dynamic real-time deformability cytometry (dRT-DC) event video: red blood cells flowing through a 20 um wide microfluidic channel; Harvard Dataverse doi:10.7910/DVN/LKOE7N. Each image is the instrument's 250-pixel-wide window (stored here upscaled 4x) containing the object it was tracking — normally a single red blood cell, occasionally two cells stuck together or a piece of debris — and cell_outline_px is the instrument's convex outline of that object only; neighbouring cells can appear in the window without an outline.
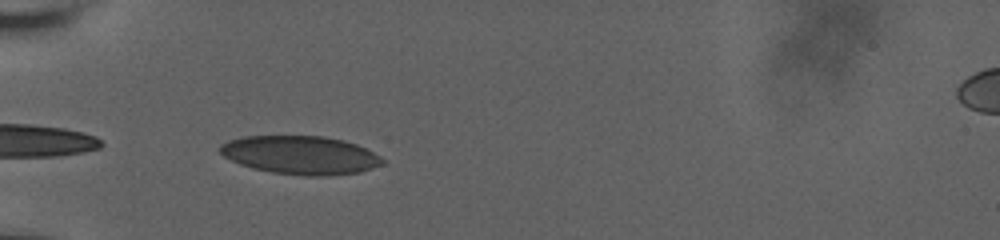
{"species": "human", "species_latin": "Homo sapiens", "temperature_condition": "room temperature", "stored_images_in_passage": 15, "camera_frame_rate_fps": 3000, "um_per_image_px": 0.085, "donor": {"sex": "male"}, "frame": {"image": 1, "passage_image": 1, "time_ms": 0.0, "image_size_px": [1000, 240], "cell_outline_px": [[384, 164], [360, 172], [328, 176], [308, 176], [272, 172], [252, 168], [240, 164], [224, 156], [220, 152], [220, 144], [228, 140], [244, 136], [324, 136], [344, 140], [356, 144], [380, 156], [384, 160]], "centroid_in_image_um": [25.54, 13.18], "position_along_channel_um": 59.5, "area_um2": 36.36}}
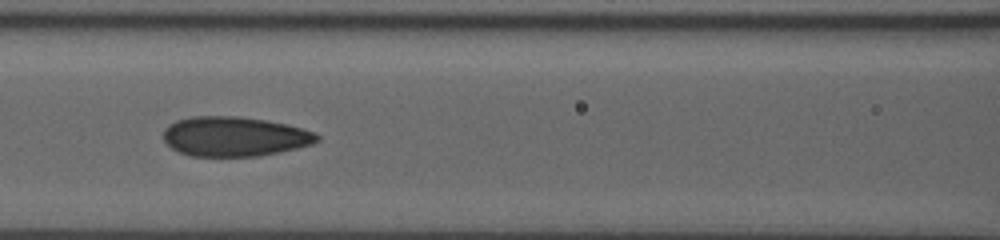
{"frame": {"image": 2, "passage_image": 9, "time_ms": 2.667, "image_size_px": [1000, 240], "cell_outline_px": [[320, 140], [312, 144], [296, 148], [260, 156], [188, 156], [172, 148], [164, 140], [164, 128], [168, 124], [176, 120], [192, 116], [240, 116], [264, 120], [284, 124], [300, 128], [312, 132], [320, 136]], "centroid_in_image_um": [19.9, 11.6], "position_along_channel_um": 146.7, "area_um2": 35.43}}
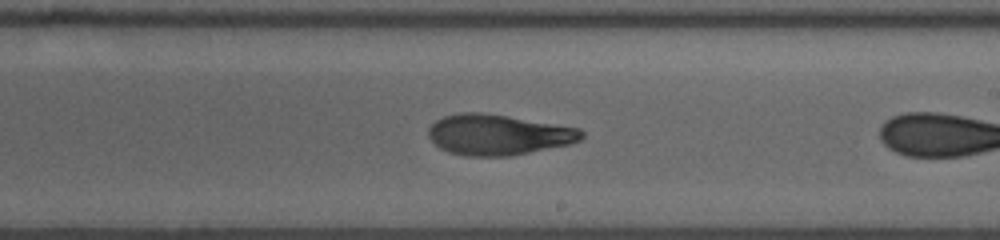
{"frame": {"image": 3, "passage_image": 14, "time_ms": 4.333, "image_size_px": [1000, 240], "cell_outline_px": [[584, 136], [580, 140], [572, 144], [512, 156], [464, 156], [448, 152], [440, 148], [428, 136], [428, 128], [436, 120], [444, 116], [460, 112], [480, 112], [580, 128], [584, 132]], "centroid_in_image_um": [42.35, 11.46], "position_along_channel_um": 246.6, "area_um2": 36.3}}